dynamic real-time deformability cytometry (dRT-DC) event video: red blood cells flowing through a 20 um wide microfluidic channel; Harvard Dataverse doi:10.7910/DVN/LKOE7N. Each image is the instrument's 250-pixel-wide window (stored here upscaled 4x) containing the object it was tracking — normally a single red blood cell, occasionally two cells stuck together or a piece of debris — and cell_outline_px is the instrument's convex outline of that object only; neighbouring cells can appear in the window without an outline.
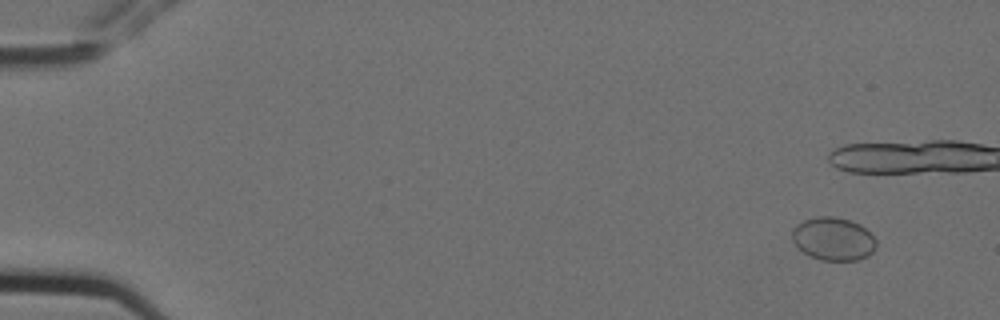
{"species": "Egyptian fruit bat (a non-hibernating species)", "species_latin": "Rousettus aegyptiacus", "temperature_condition": "cold", "stored_images_in_passage": 9, "camera_frame_rate_fps": 3000, "um_per_image_px": 0.085, "animal": {"sex": "female"}, "frame": {"image": 1, "passage_image": 2, "time_ms": 0.333, "image_size_px": [1000, 320], "cell_outline_px": [[876, 248], [868, 256], [860, 260], [820, 260], [804, 252], [792, 240], [792, 228], [796, 224], [804, 220], [816, 216], [836, 216], [852, 220], [860, 224], [876, 240]], "centroid_in_image_um": [70.84, 20.29], "position_along_channel_um": 14.2, "area_um2": 21.21}}
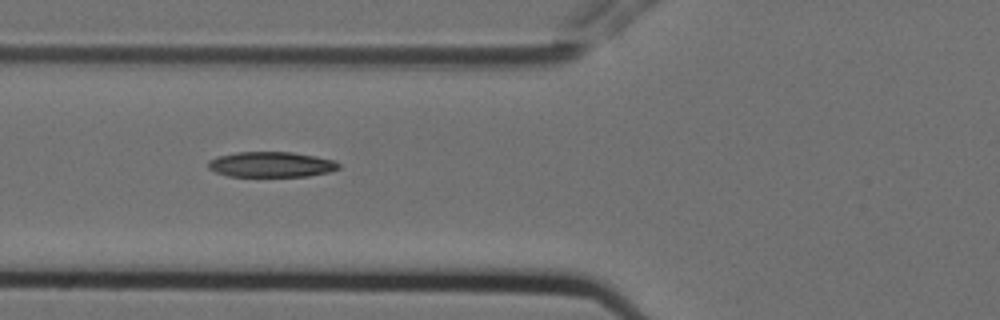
{"frame": {"image": 2, "passage_image": 8, "time_ms": 2.333, "image_size_px": [1000, 320], "cell_outline_px": [[340, 168], [328, 172], [308, 176], [228, 176], [216, 172], [208, 168], [208, 160], [216, 156], [236, 152], [292, 152], [316, 156], [336, 160], [340, 164]], "centroid_in_image_um": [23.05, 13.97], "position_along_channel_um": 102.7, "area_um2": 19.42}}
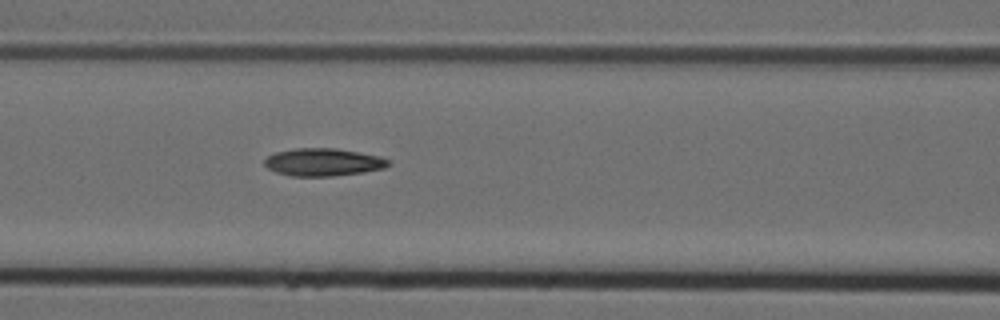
{"frame": {"image": 3, "passage_image": 9, "time_ms": 2.667, "image_size_px": [1000, 320], "cell_outline_px": [[388, 164], [384, 168], [364, 172], [332, 176], [288, 176], [276, 172], [268, 168], [264, 164], [264, 160], [268, 156], [276, 152], [296, 148], [336, 148], [380, 156], [388, 160]], "centroid_in_image_um": [27.44, 13.78], "position_along_channel_um": 139.2, "area_um2": 19.88}}